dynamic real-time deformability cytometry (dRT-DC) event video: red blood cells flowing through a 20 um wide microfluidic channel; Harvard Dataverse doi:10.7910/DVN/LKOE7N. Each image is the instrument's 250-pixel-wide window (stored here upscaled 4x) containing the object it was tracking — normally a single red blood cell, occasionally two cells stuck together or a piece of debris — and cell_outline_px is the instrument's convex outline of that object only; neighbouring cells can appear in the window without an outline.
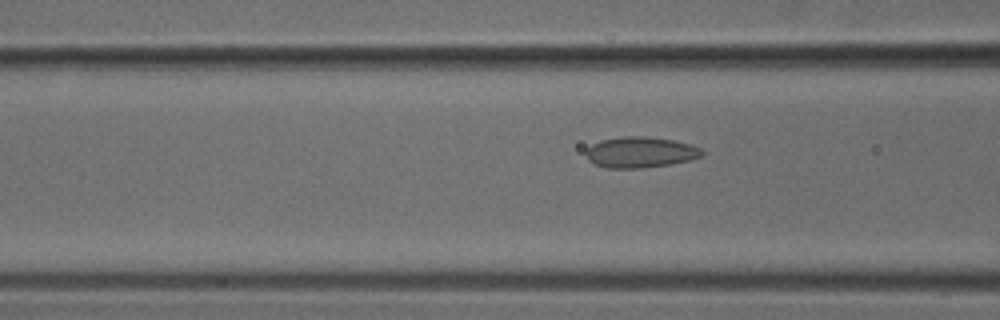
{"species": "common noctule bat (a hibernating species)", "species_latin": "Nyctalus noctula", "temperature_condition": "cold", "stored_images_in_passage": 4, "camera_frame_rate_fps": 3000, "um_per_image_px": 0.085, "animal": {"sex": "male", "body_mass_g": 18.8}, "frame": {"image": 1, "passage_image": 4, "time_ms": 1.0, "image_size_px": [1000, 320], "cell_outline_px": [[704, 152], [700, 156], [688, 160], [672, 164], [640, 168], [608, 168], [596, 164], [588, 160], [584, 152], [592, 144], [600, 140], [624, 136], [644, 136], [672, 140], [688, 144], [700, 148]], "centroid_in_image_um": [54.38, 12.94], "position_along_channel_um": 112.2, "area_um2": 20.69}}